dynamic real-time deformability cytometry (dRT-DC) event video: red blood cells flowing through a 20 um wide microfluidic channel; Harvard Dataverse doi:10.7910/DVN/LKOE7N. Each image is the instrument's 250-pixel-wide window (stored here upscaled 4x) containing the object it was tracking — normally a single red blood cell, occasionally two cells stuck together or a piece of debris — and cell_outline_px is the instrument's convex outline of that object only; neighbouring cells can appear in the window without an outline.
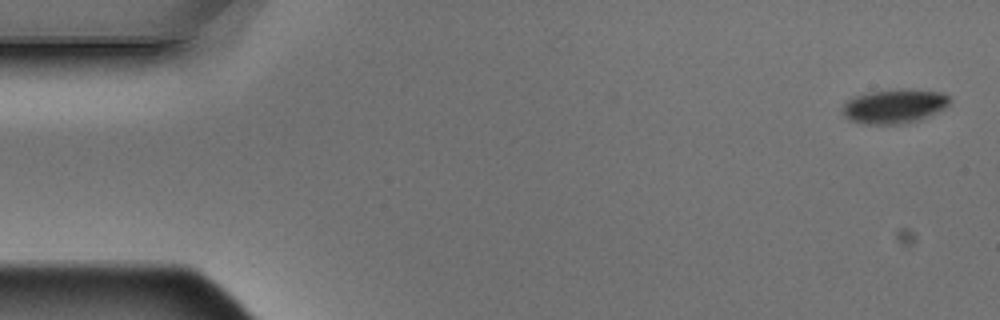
{"species": "Egyptian fruit bat (a non-hibernating species)", "species_latin": "Rousettus aegyptiacus", "temperature_condition": "warm", "stored_images_in_passage": 4, "camera_frame_rate_fps": 3000, "um_per_image_px": 0.085, "animal": {"sex": "male"}, "frame": {"image": 1, "passage_image": 1, "time_ms": 0.0, "image_size_px": [1000, 320], "cell_outline_px": [[952, 100], [944, 108], [920, 120], [904, 124], [868, 124], [848, 120], [844, 116], [844, 104], [848, 100], [856, 96], [868, 92], [900, 88], [904, 88], [944, 92]], "centroid_in_image_um": [76.05, 9.02], "position_along_channel_um": 8.9, "area_um2": 21.5}}
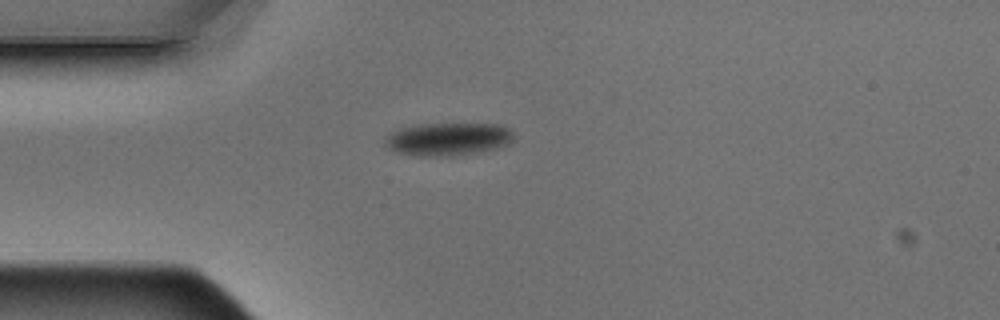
{"frame": {"image": 2, "passage_image": 4, "time_ms": 1.0, "image_size_px": [1000, 320], "cell_outline_px": [[512, 140], [508, 144], [496, 148], [476, 152], [452, 156], [416, 156], [400, 152], [388, 148], [388, 136], [392, 132], [400, 128], [420, 124], [500, 124], [512, 128]], "centroid_in_image_um": [38.15, 11.81], "position_along_channel_um": 46.9, "area_um2": 24.33}}